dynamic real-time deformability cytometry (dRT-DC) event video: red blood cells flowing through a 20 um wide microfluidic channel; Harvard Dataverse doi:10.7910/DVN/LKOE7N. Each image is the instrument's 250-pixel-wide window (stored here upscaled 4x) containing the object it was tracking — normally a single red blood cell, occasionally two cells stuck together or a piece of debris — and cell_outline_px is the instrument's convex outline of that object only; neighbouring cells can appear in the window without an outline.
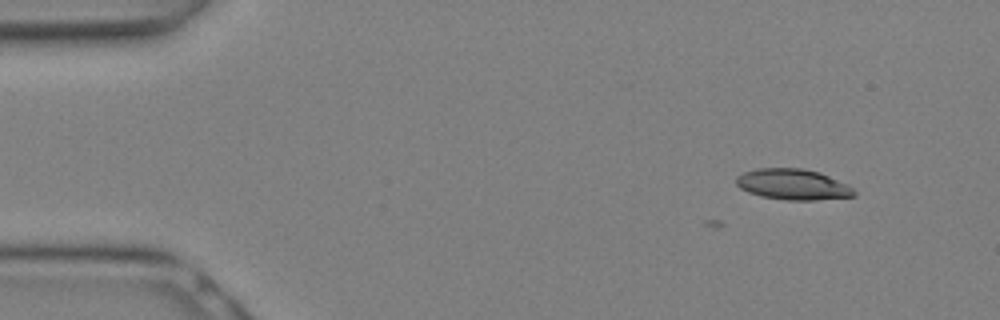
{"species": "Egyptian fruit bat (a non-hibernating species)", "species_latin": "Rousettus aegyptiacus", "temperature_condition": "warm", "stored_images_in_passage": 5, "camera_frame_rate_fps": 3000, "um_per_image_px": 0.085, "animal": {"sex": "female"}, "frame": {"image": 1, "passage_image": 5, "time_ms": 1.333, "image_size_px": [1000, 320], "cell_outline_px": [[856, 196], [816, 200], [788, 200], [760, 196], [748, 192], [740, 188], [736, 184], [736, 176], [744, 172], [760, 168], [800, 168], [820, 172], [848, 184], [856, 192]], "centroid_in_image_um": [67.41, 15.68], "position_along_channel_um": 17.6, "area_um2": 21.21}}